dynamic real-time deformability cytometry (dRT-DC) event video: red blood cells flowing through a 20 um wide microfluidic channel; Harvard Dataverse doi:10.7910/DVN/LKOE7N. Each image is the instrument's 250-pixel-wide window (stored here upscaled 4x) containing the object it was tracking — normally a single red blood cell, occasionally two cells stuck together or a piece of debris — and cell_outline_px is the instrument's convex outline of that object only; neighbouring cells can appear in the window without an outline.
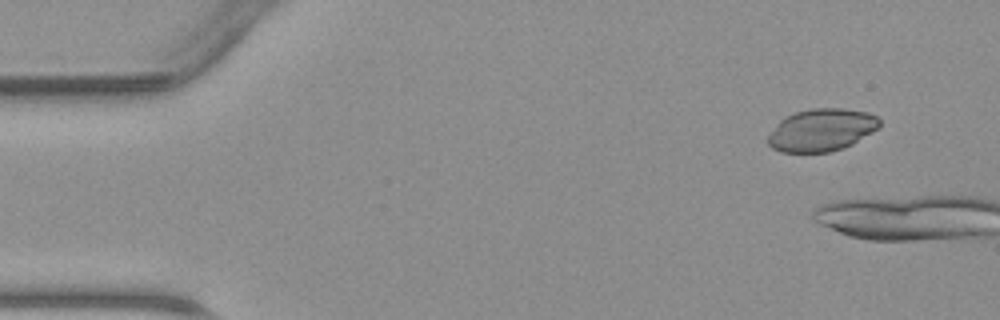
{"species": "common noctule bat (a hibernating species)", "species_latin": "Nyctalus noctula", "temperature_condition": "warm", "stored_images_in_passage": 3, "camera_frame_rate_fps": 3000, "um_per_image_px": 0.085, "animal": {"sex": "male", "body_mass_g": 23.1, "forearm_length_mm": 52.7}, "frame": {"image": 1, "passage_image": 1, "time_ms": 0.0, "image_size_px": [1000, 320], "cell_outline_px": [[880, 128], [852, 144], [844, 148], [828, 152], [780, 152], [772, 148], [768, 144], [768, 136], [776, 124], [784, 116], [792, 112], [812, 108], [844, 108], [868, 112], [876, 116], [880, 120]], "centroid_in_image_um": [69.83, 11.04], "position_along_channel_um": 15.2, "area_um2": 27.92}}